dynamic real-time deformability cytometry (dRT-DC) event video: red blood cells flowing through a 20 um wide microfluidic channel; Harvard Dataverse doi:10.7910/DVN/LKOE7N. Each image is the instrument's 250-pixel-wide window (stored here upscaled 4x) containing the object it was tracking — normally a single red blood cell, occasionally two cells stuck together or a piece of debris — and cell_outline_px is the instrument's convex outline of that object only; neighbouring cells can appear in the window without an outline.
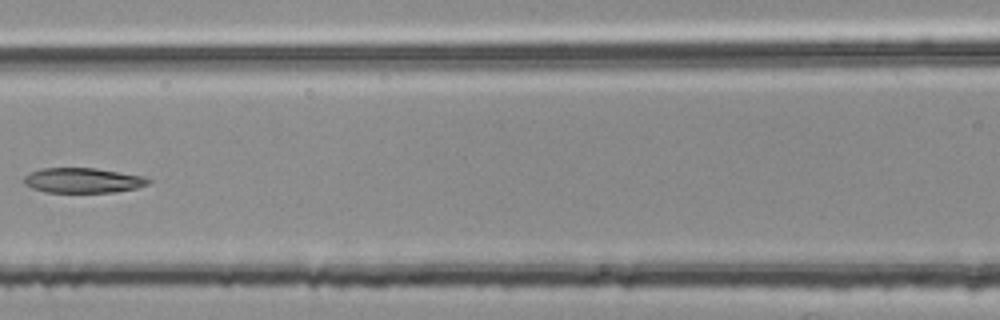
{"species": "common noctule bat (a hibernating species)", "species_latin": "Nyctalus noctula", "temperature_condition": "room temperature", "stored_images_in_passage": 6, "camera_frame_rate_fps": 3000, "um_per_image_px": 0.085, "animal": {"sex": "female", "body_mass_g": 25.1}, "frame": {"image": 1, "passage_image": 6, "time_ms": 1.667, "image_size_px": [1000, 320], "cell_outline_px": [[152, 180], [148, 184], [136, 188], [116, 192], [48, 192], [32, 188], [24, 184], [24, 176], [32, 172], [44, 168], [96, 168], [144, 176]], "centroid_in_image_um": [7.07, 15.33], "position_along_channel_um": 159.5, "area_um2": 18.03}}